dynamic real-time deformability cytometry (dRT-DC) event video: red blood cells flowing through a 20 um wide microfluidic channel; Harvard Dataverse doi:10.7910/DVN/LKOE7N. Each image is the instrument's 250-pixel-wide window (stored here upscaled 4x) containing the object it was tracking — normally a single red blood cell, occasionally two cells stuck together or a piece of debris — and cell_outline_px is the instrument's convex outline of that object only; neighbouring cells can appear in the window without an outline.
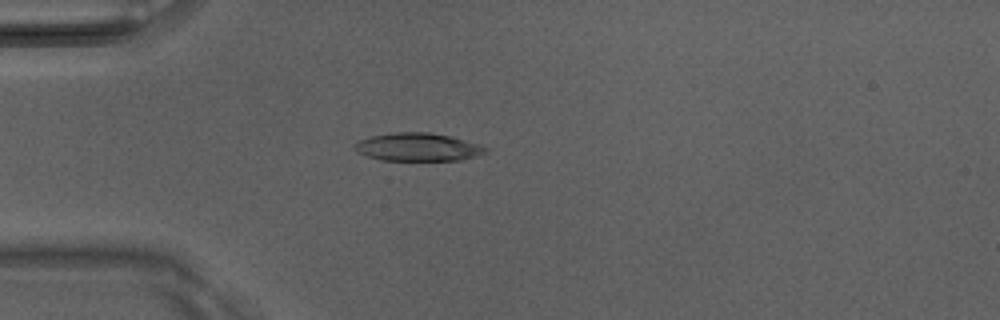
{"species": "Egyptian fruit bat (a non-hibernating species)", "species_latin": "Rousettus aegyptiacus", "temperature_condition": "room temperature", "stored_images_in_passage": 40, "camera_frame_rate_fps": 3000, "um_per_image_px": 0.085, "animal": {"sex": "male"}, "frame": {"image": 1, "passage_image": 7, "time_ms": 2.0, "image_size_px": [1000, 320], "cell_outline_px": [[488, 152], [476, 156], [460, 160], [380, 160], [356, 152], [352, 148], [360, 140], [372, 136], [396, 132], [428, 132], [448, 136], [476, 144], [488, 148]], "centroid_in_image_um": [35.49, 12.51], "position_along_channel_um": 49.5, "area_um2": 21.1}}
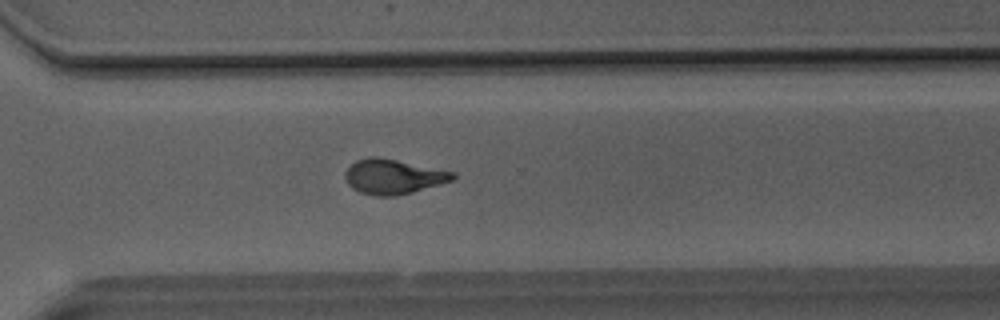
{"frame": {"image": 2, "passage_image": 29, "time_ms": 9.333, "image_size_px": [1000, 320], "cell_outline_px": [[456, 176], [452, 180], [440, 184], [412, 192], [396, 196], [376, 196], [360, 192], [352, 188], [348, 184], [344, 176], [344, 172], [356, 160], [372, 156], [376, 156], [456, 172]], "centroid_in_image_um": [33.41, 15.01], "position_along_channel_um": 337.2, "area_um2": 21.73}}
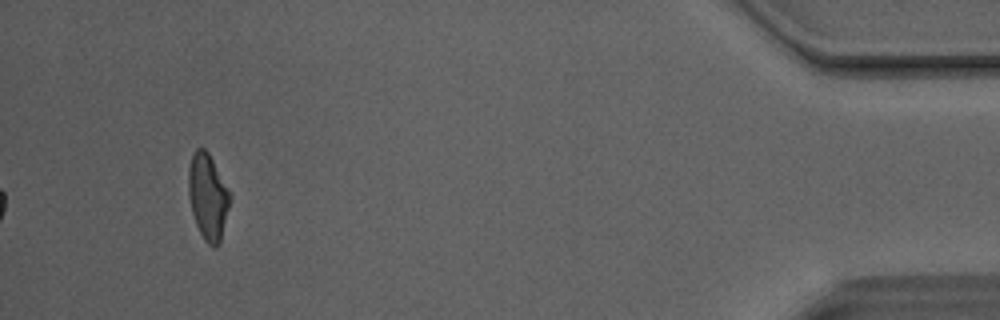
{"frame": {"image": 3, "passage_image": 40, "time_ms": 13.0, "image_size_px": [1000, 320], "cell_outline_px": [[232, 196], [220, 244], [216, 248], [212, 248], [204, 240], [196, 224], [192, 212], [188, 196], [188, 168], [192, 152], [196, 148], [204, 148], [208, 152]], "centroid_in_image_um": [17.67, 16.74], "position_along_channel_um": 417.5, "area_um2": 21.04}, "authors_computed_cell_mechanics": {"area_um2": 21.4149, "velocity_mm_per_s": 4.1211, "shape_relaxation_time_tau1_ms": 4.9216, "shape_relaxation_time_tau2_ms": 1.5252, "deformation_change_tau1": 0.2072, "deformation_change_tau2": 0.0894}}